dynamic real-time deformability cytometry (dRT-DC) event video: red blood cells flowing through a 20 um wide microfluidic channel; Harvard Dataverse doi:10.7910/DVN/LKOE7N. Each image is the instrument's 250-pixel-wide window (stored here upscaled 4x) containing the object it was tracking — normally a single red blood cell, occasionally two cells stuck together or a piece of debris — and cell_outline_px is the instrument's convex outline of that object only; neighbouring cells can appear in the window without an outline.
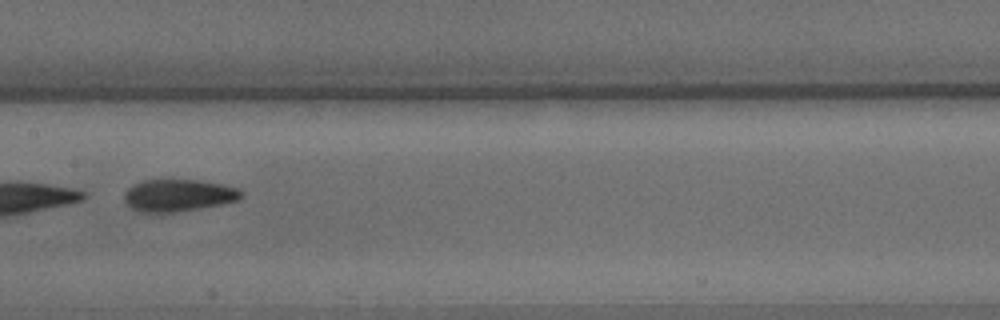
{"species": "common noctule bat (a hibernating species)", "species_latin": "Nyctalus noctula", "temperature_condition": "warm", "stored_images_in_passage": 5, "camera_frame_rate_fps": 3000, "um_per_image_px": 0.085, "animal": {"sex": "male", "body_mass_g": 15.6}, "frame": {"image": 1, "passage_image": 4, "time_ms": 1.0, "image_size_px": [1000, 320], "cell_outline_px": [[244, 196], [236, 200], [224, 204], [200, 208], [172, 212], [140, 212], [132, 208], [124, 200], [124, 192], [128, 188], [144, 180], [200, 180], [240, 188], [244, 192]], "centroid_in_image_um": [15.2, 16.6], "position_along_channel_um": 192.2, "area_um2": 21.85}}
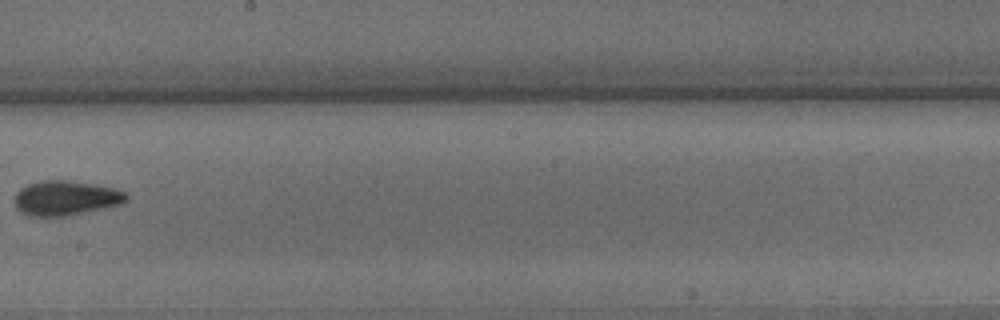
{"frame": {"image": 2, "passage_image": 5, "time_ms": 1.333, "image_size_px": [1000, 320], "cell_outline_px": [[128, 200], [124, 204], [64, 216], [28, 216], [20, 212], [16, 208], [12, 200], [16, 192], [20, 188], [28, 184], [44, 180], [68, 180], [92, 184], [112, 188], [128, 192]], "centroid_in_image_um": [5.56, 16.84], "position_along_channel_um": 242.6, "area_um2": 22.83}}